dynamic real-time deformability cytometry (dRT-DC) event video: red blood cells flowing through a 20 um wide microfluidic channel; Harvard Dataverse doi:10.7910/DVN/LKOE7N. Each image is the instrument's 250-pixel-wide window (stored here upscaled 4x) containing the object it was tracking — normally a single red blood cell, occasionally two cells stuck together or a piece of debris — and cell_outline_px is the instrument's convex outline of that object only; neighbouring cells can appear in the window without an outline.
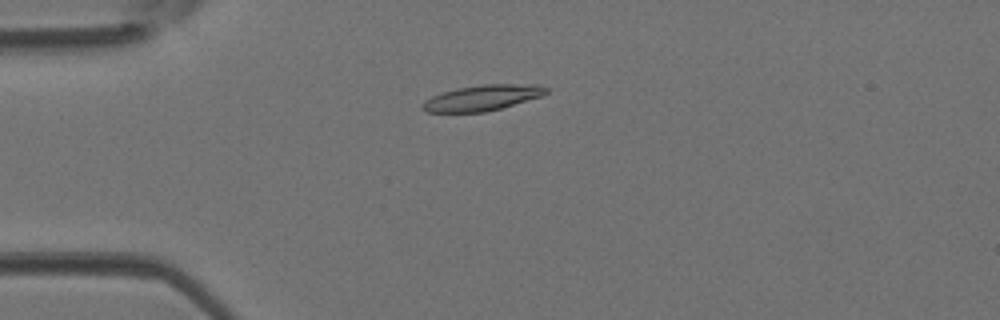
{"species": "Egyptian fruit bat (a non-hibernating species)", "species_latin": "Rousettus aegyptiacus", "temperature_condition": "room temperature", "stored_images_in_passage": 41, "camera_frame_rate_fps": 3000, "um_per_image_px": 0.085, "animal": {"sex": "female"}, "frame": {"image": 1, "passage_image": 8, "time_ms": 2.333, "image_size_px": [1000, 320], "cell_outline_px": [[548, 92], [540, 96], [500, 108], [484, 112], [428, 112], [420, 104], [424, 100], [432, 96], [444, 92], [460, 88], [480, 84], [540, 84], [548, 88]], "centroid_in_image_um": [41.01, 8.3], "position_along_channel_um": 44.0, "area_um2": 18.21}}
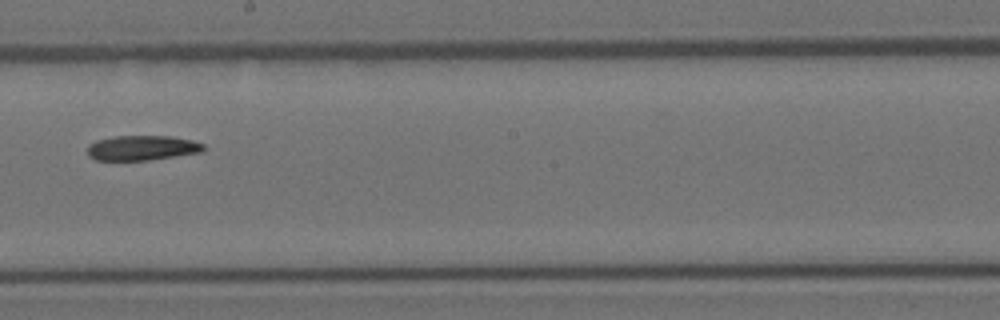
{"frame": {"image": 2, "passage_image": 22, "time_ms": 7.0, "image_size_px": [1000, 320], "cell_outline_px": [[204, 148], [200, 152], [176, 156], [148, 160], [96, 160], [88, 156], [88, 144], [96, 140], [116, 136], [172, 136], [192, 140], [204, 144]], "centroid_in_image_um": [12.05, 12.57], "position_along_channel_um": 236.1, "area_um2": 16.82}}
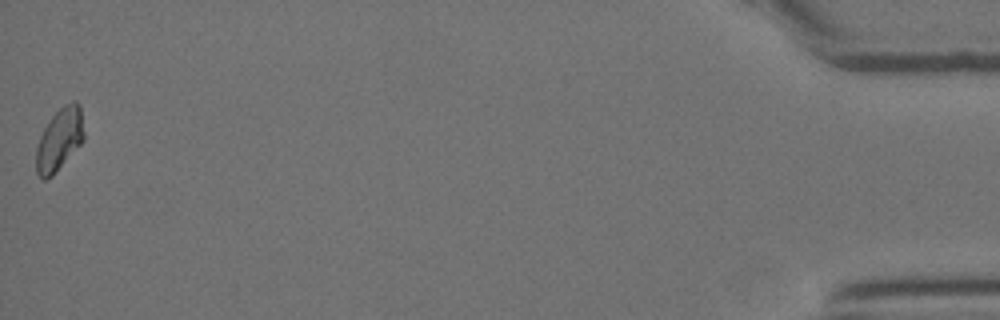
{"frame": {"image": 3, "passage_image": 41, "time_ms": 13.333, "image_size_px": [1000, 320], "cell_outline_px": [[84, 140], [52, 176], [44, 180], [36, 172], [36, 148], [40, 136], [48, 120], [64, 104], [72, 100], [76, 100], [80, 104], [84, 132]], "centroid_in_image_um": [5.06, 11.82], "position_along_channel_um": 430.1, "area_um2": 17.4}}